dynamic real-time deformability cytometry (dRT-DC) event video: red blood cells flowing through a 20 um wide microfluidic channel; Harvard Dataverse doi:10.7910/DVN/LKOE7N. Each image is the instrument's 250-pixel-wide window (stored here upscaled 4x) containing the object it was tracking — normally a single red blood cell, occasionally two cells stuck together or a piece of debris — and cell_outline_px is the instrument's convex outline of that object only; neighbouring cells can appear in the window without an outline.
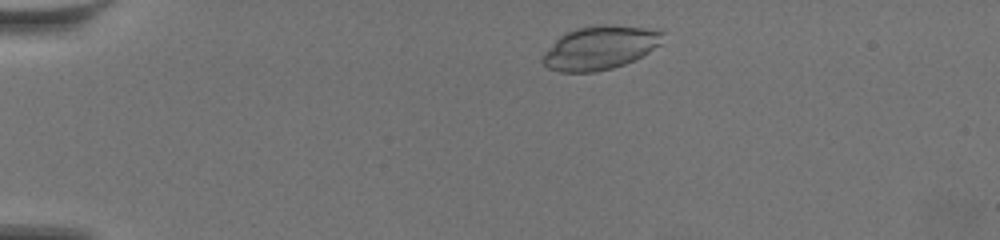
{"species": "common noctule bat (a hibernating species)", "species_latin": "Nyctalus noctula", "temperature_condition": "warm", "stored_images_in_passage": 29, "camera_frame_rate_fps": 3000, "um_per_image_px": 0.085, "animal": {"sex": "female", "body_mass_g": 19.5, "forearm_length_mm": 54.1}, "frame": {"image": 1, "passage_image": 3, "time_ms": 0.667, "image_size_px": [1000, 240], "cell_outline_px": [[664, 32], [660, 44], [648, 52], [624, 64], [612, 68], [596, 72], [560, 72], [548, 68], [540, 60], [544, 52], [560, 36], [576, 28], [596, 24], [604, 24], [664, 28]], "centroid_in_image_um": [51.02, 4.03], "position_along_channel_um": 34.0, "area_um2": 30.81}}
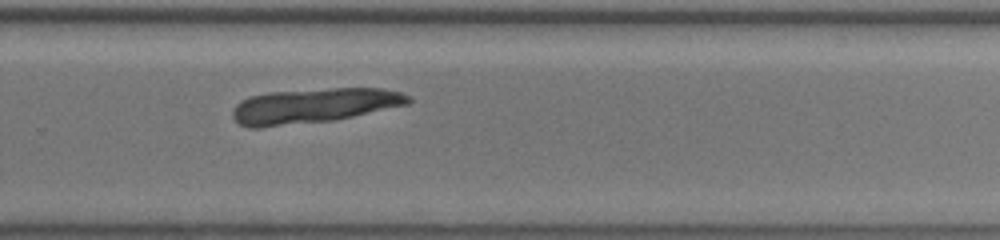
{"frame": {"image": 2, "passage_image": 17, "time_ms": 5.333, "image_size_px": [1000, 240], "cell_outline_px": [[412, 100], [408, 104], [352, 116], [332, 120], [260, 128], [248, 128], [240, 124], [232, 116], [232, 108], [240, 100], [252, 96], [268, 92], [332, 88], [380, 88], [400, 92], [408, 96]], "centroid_in_image_um": [26.61, 8.99], "position_along_channel_um": 303.2, "area_um2": 35.55}}
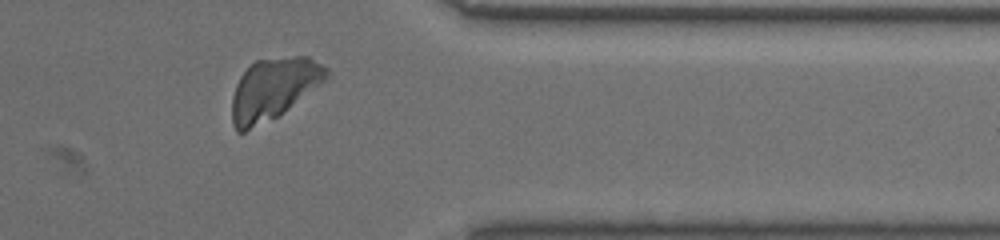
{"frame": {"image": 3, "passage_image": 24, "time_ms": 7.667, "image_size_px": [1000, 240], "cell_outline_px": [[328, 72], [324, 80], [276, 116], [244, 132], [236, 132], [232, 124], [232, 96], [236, 84], [240, 76], [256, 60], [296, 56], [308, 56], [328, 68]], "centroid_in_image_um": [23.19, 7.53], "position_along_channel_um": 388.2, "area_um2": 32.83}}